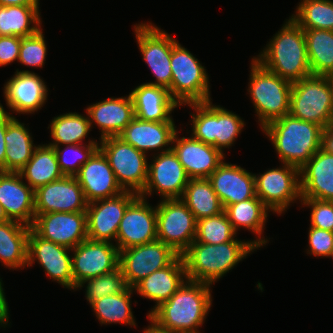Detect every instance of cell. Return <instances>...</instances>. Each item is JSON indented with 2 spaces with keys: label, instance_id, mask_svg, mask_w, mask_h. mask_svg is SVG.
<instances>
[{
  "label": "cell",
  "instance_id": "obj_55",
  "mask_svg": "<svg viewBox=\"0 0 333 333\" xmlns=\"http://www.w3.org/2000/svg\"><path fill=\"white\" fill-rule=\"evenodd\" d=\"M330 257L333 258V247H332V251H331V256Z\"/></svg>",
  "mask_w": 333,
  "mask_h": 333
},
{
  "label": "cell",
  "instance_id": "obj_29",
  "mask_svg": "<svg viewBox=\"0 0 333 333\" xmlns=\"http://www.w3.org/2000/svg\"><path fill=\"white\" fill-rule=\"evenodd\" d=\"M301 198L333 201V154L322 147L299 169Z\"/></svg>",
  "mask_w": 333,
  "mask_h": 333
},
{
  "label": "cell",
  "instance_id": "obj_41",
  "mask_svg": "<svg viewBox=\"0 0 333 333\" xmlns=\"http://www.w3.org/2000/svg\"><path fill=\"white\" fill-rule=\"evenodd\" d=\"M237 233L223 211L219 215L197 220L194 241L207 244H222L229 241H245L236 238Z\"/></svg>",
  "mask_w": 333,
  "mask_h": 333
},
{
  "label": "cell",
  "instance_id": "obj_37",
  "mask_svg": "<svg viewBox=\"0 0 333 333\" xmlns=\"http://www.w3.org/2000/svg\"><path fill=\"white\" fill-rule=\"evenodd\" d=\"M50 139L49 146H63L83 143L91 130L88 115L78 112H69L54 117L49 126Z\"/></svg>",
  "mask_w": 333,
  "mask_h": 333
},
{
  "label": "cell",
  "instance_id": "obj_9",
  "mask_svg": "<svg viewBox=\"0 0 333 333\" xmlns=\"http://www.w3.org/2000/svg\"><path fill=\"white\" fill-rule=\"evenodd\" d=\"M99 150L108 160L121 188L139 195L147 183V155L118 136L100 140Z\"/></svg>",
  "mask_w": 333,
  "mask_h": 333
},
{
  "label": "cell",
  "instance_id": "obj_2",
  "mask_svg": "<svg viewBox=\"0 0 333 333\" xmlns=\"http://www.w3.org/2000/svg\"><path fill=\"white\" fill-rule=\"evenodd\" d=\"M255 57L261 65L291 83L311 76L304 30L289 16Z\"/></svg>",
  "mask_w": 333,
  "mask_h": 333
},
{
  "label": "cell",
  "instance_id": "obj_18",
  "mask_svg": "<svg viewBox=\"0 0 333 333\" xmlns=\"http://www.w3.org/2000/svg\"><path fill=\"white\" fill-rule=\"evenodd\" d=\"M31 229L39 237L70 249L88 238L86 212L35 214Z\"/></svg>",
  "mask_w": 333,
  "mask_h": 333
},
{
  "label": "cell",
  "instance_id": "obj_51",
  "mask_svg": "<svg viewBox=\"0 0 333 333\" xmlns=\"http://www.w3.org/2000/svg\"><path fill=\"white\" fill-rule=\"evenodd\" d=\"M40 0H0V6H40Z\"/></svg>",
  "mask_w": 333,
  "mask_h": 333
},
{
  "label": "cell",
  "instance_id": "obj_14",
  "mask_svg": "<svg viewBox=\"0 0 333 333\" xmlns=\"http://www.w3.org/2000/svg\"><path fill=\"white\" fill-rule=\"evenodd\" d=\"M151 156L153 160L148 162L147 183L139 196L148 199L155 192L161 200L180 199L190 178L177 155L171 149L158 154L154 152Z\"/></svg>",
  "mask_w": 333,
  "mask_h": 333
},
{
  "label": "cell",
  "instance_id": "obj_30",
  "mask_svg": "<svg viewBox=\"0 0 333 333\" xmlns=\"http://www.w3.org/2000/svg\"><path fill=\"white\" fill-rule=\"evenodd\" d=\"M135 117L143 121H174L172 112L180 105L171 97L169 90L142 83L130 93Z\"/></svg>",
  "mask_w": 333,
  "mask_h": 333
},
{
  "label": "cell",
  "instance_id": "obj_32",
  "mask_svg": "<svg viewBox=\"0 0 333 333\" xmlns=\"http://www.w3.org/2000/svg\"><path fill=\"white\" fill-rule=\"evenodd\" d=\"M0 111L6 113V153L5 172H19L32 158L37 147L33 142L32 134L24 123H21L0 103Z\"/></svg>",
  "mask_w": 333,
  "mask_h": 333
},
{
  "label": "cell",
  "instance_id": "obj_15",
  "mask_svg": "<svg viewBox=\"0 0 333 333\" xmlns=\"http://www.w3.org/2000/svg\"><path fill=\"white\" fill-rule=\"evenodd\" d=\"M71 249L39 237L32 229L28 235L27 268L38 262L46 275L75 291L72 274ZM70 254V255H69Z\"/></svg>",
  "mask_w": 333,
  "mask_h": 333
},
{
  "label": "cell",
  "instance_id": "obj_25",
  "mask_svg": "<svg viewBox=\"0 0 333 333\" xmlns=\"http://www.w3.org/2000/svg\"><path fill=\"white\" fill-rule=\"evenodd\" d=\"M176 128L174 121H143L135 117L118 137L146 155L149 151L158 154L172 149Z\"/></svg>",
  "mask_w": 333,
  "mask_h": 333
},
{
  "label": "cell",
  "instance_id": "obj_4",
  "mask_svg": "<svg viewBox=\"0 0 333 333\" xmlns=\"http://www.w3.org/2000/svg\"><path fill=\"white\" fill-rule=\"evenodd\" d=\"M269 138L281 163L301 168L321 147L323 128L290 113L261 129Z\"/></svg>",
  "mask_w": 333,
  "mask_h": 333
},
{
  "label": "cell",
  "instance_id": "obj_11",
  "mask_svg": "<svg viewBox=\"0 0 333 333\" xmlns=\"http://www.w3.org/2000/svg\"><path fill=\"white\" fill-rule=\"evenodd\" d=\"M281 164L282 166L268 169L263 174H254L256 196L277 215L285 213L297 200L301 202L299 168Z\"/></svg>",
  "mask_w": 333,
  "mask_h": 333
},
{
  "label": "cell",
  "instance_id": "obj_44",
  "mask_svg": "<svg viewBox=\"0 0 333 333\" xmlns=\"http://www.w3.org/2000/svg\"><path fill=\"white\" fill-rule=\"evenodd\" d=\"M47 44L43 29L38 32L20 37V54L18 62L33 68H42L46 63Z\"/></svg>",
  "mask_w": 333,
  "mask_h": 333
},
{
  "label": "cell",
  "instance_id": "obj_33",
  "mask_svg": "<svg viewBox=\"0 0 333 333\" xmlns=\"http://www.w3.org/2000/svg\"><path fill=\"white\" fill-rule=\"evenodd\" d=\"M31 227L10 220L0 224V263L10 270L27 267L28 235Z\"/></svg>",
  "mask_w": 333,
  "mask_h": 333
},
{
  "label": "cell",
  "instance_id": "obj_21",
  "mask_svg": "<svg viewBox=\"0 0 333 333\" xmlns=\"http://www.w3.org/2000/svg\"><path fill=\"white\" fill-rule=\"evenodd\" d=\"M35 214L86 212L88 202L75 176L50 182L34 190Z\"/></svg>",
  "mask_w": 333,
  "mask_h": 333
},
{
  "label": "cell",
  "instance_id": "obj_7",
  "mask_svg": "<svg viewBox=\"0 0 333 333\" xmlns=\"http://www.w3.org/2000/svg\"><path fill=\"white\" fill-rule=\"evenodd\" d=\"M170 64L172 77L168 90L180 106L212 100L205 67L179 42L172 47Z\"/></svg>",
  "mask_w": 333,
  "mask_h": 333
},
{
  "label": "cell",
  "instance_id": "obj_36",
  "mask_svg": "<svg viewBox=\"0 0 333 333\" xmlns=\"http://www.w3.org/2000/svg\"><path fill=\"white\" fill-rule=\"evenodd\" d=\"M39 6H0V36L25 37L42 28Z\"/></svg>",
  "mask_w": 333,
  "mask_h": 333
},
{
  "label": "cell",
  "instance_id": "obj_38",
  "mask_svg": "<svg viewBox=\"0 0 333 333\" xmlns=\"http://www.w3.org/2000/svg\"><path fill=\"white\" fill-rule=\"evenodd\" d=\"M133 293V288L128 287L122 293L102 297L90 304L101 326L112 323L137 326L131 308Z\"/></svg>",
  "mask_w": 333,
  "mask_h": 333
},
{
  "label": "cell",
  "instance_id": "obj_34",
  "mask_svg": "<svg viewBox=\"0 0 333 333\" xmlns=\"http://www.w3.org/2000/svg\"><path fill=\"white\" fill-rule=\"evenodd\" d=\"M19 173L33 190L64 177L54 147L47 143L37 145L32 158Z\"/></svg>",
  "mask_w": 333,
  "mask_h": 333
},
{
  "label": "cell",
  "instance_id": "obj_24",
  "mask_svg": "<svg viewBox=\"0 0 333 333\" xmlns=\"http://www.w3.org/2000/svg\"><path fill=\"white\" fill-rule=\"evenodd\" d=\"M0 203L10 220L32 226L35 219L34 190L19 172L0 171Z\"/></svg>",
  "mask_w": 333,
  "mask_h": 333
},
{
  "label": "cell",
  "instance_id": "obj_17",
  "mask_svg": "<svg viewBox=\"0 0 333 333\" xmlns=\"http://www.w3.org/2000/svg\"><path fill=\"white\" fill-rule=\"evenodd\" d=\"M71 252L75 291L81 282L111 272L119 266V250L110 242L87 238Z\"/></svg>",
  "mask_w": 333,
  "mask_h": 333
},
{
  "label": "cell",
  "instance_id": "obj_53",
  "mask_svg": "<svg viewBox=\"0 0 333 333\" xmlns=\"http://www.w3.org/2000/svg\"><path fill=\"white\" fill-rule=\"evenodd\" d=\"M10 221V219L8 218L4 208L2 207L1 203H0V224L5 223Z\"/></svg>",
  "mask_w": 333,
  "mask_h": 333
},
{
  "label": "cell",
  "instance_id": "obj_52",
  "mask_svg": "<svg viewBox=\"0 0 333 333\" xmlns=\"http://www.w3.org/2000/svg\"><path fill=\"white\" fill-rule=\"evenodd\" d=\"M147 319L151 324L149 323V325L146 328H144L143 333H175V332H170L168 330H163L159 328L155 323H153L148 317Z\"/></svg>",
  "mask_w": 333,
  "mask_h": 333
},
{
  "label": "cell",
  "instance_id": "obj_54",
  "mask_svg": "<svg viewBox=\"0 0 333 333\" xmlns=\"http://www.w3.org/2000/svg\"><path fill=\"white\" fill-rule=\"evenodd\" d=\"M327 79L329 80V83L331 85V89L333 92V70L330 71L327 75H326Z\"/></svg>",
  "mask_w": 333,
  "mask_h": 333
},
{
  "label": "cell",
  "instance_id": "obj_19",
  "mask_svg": "<svg viewBox=\"0 0 333 333\" xmlns=\"http://www.w3.org/2000/svg\"><path fill=\"white\" fill-rule=\"evenodd\" d=\"M157 240L156 206L138 196L126 209L117 230L118 250Z\"/></svg>",
  "mask_w": 333,
  "mask_h": 333
},
{
  "label": "cell",
  "instance_id": "obj_6",
  "mask_svg": "<svg viewBox=\"0 0 333 333\" xmlns=\"http://www.w3.org/2000/svg\"><path fill=\"white\" fill-rule=\"evenodd\" d=\"M186 105L194 111L190 113L191 136L212 145L223 154L224 149L234 145L246 125L238 114L221 105H214L211 100Z\"/></svg>",
  "mask_w": 333,
  "mask_h": 333
},
{
  "label": "cell",
  "instance_id": "obj_26",
  "mask_svg": "<svg viewBox=\"0 0 333 333\" xmlns=\"http://www.w3.org/2000/svg\"><path fill=\"white\" fill-rule=\"evenodd\" d=\"M90 126H98L100 138L116 137L135 118L132 98L129 95L110 97L86 107Z\"/></svg>",
  "mask_w": 333,
  "mask_h": 333
},
{
  "label": "cell",
  "instance_id": "obj_40",
  "mask_svg": "<svg viewBox=\"0 0 333 333\" xmlns=\"http://www.w3.org/2000/svg\"><path fill=\"white\" fill-rule=\"evenodd\" d=\"M290 17L303 29L333 31V0H300Z\"/></svg>",
  "mask_w": 333,
  "mask_h": 333
},
{
  "label": "cell",
  "instance_id": "obj_23",
  "mask_svg": "<svg viewBox=\"0 0 333 333\" xmlns=\"http://www.w3.org/2000/svg\"><path fill=\"white\" fill-rule=\"evenodd\" d=\"M88 203L124 192L104 154L98 149L75 175Z\"/></svg>",
  "mask_w": 333,
  "mask_h": 333
},
{
  "label": "cell",
  "instance_id": "obj_43",
  "mask_svg": "<svg viewBox=\"0 0 333 333\" xmlns=\"http://www.w3.org/2000/svg\"><path fill=\"white\" fill-rule=\"evenodd\" d=\"M87 143L63 145L64 148L62 146H52L64 176H75L81 166L99 149V141L95 140V138L89 139Z\"/></svg>",
  "mask_w": 333,
  "mask_h": 333
},
{
  "label": "cell",
  "instance_id": "obj_39",
  "mask_svg": "<svg viewBox=\"0 0 333 333\" xmlns=\"http://www.w3.org/2000/svg\"><path fill=\"white\" fill-rule=\"evenodd\" d=\"M312 75L326 76L333 70V31L304 30Z\"/></svg>",
  "mask_w": 333,
  "mask_h": 333
},
{
  "label": "cell",
  "instance_id": "obj_50",
  "mask_svg": "<svg viewBox=\"0 0 333 333\" xmlns=\"http://www.w3.org/2000/svg\"><path fill=\"white\" fill-rule=\"evenodd\" d=\"M322 148L333 154V124L323 129Z\"/></svg>",
  "mask_w": 333,
  "mask_h": 333
},
{
  "label": "cell",
  "instance_id": "obj_16",
  "mask_svg": "<svg viewBox=\"0 0 333 333\" xmlns=\"http://www.w3.org/2000/svg\"><path fill=\"white\" fill-rule=\"evenodd\" d=\"M138 196L135 192L124 191L117 196L88 203L86 208L88 239L114 244L121 219L127 207Z\"/></svg>",
  "mask_w": 333,
  "mask_h": 333
},
{
  "label": "cell",
  "instance_id": "obj_45",
  "mask_svg": "<svg viewBox=\"0 0 333 333\" xmlns=\"http://www.w3.org/2000/svg\"><path fill=\"white\" fill-rule=\"evenodd\" d=\"M300 203L311 210L310 226L333 232V201L301 198Z\"/></svg>",
  "mask_w": 333,
  "mask_h": 333
},
{
  "label": "cell",
  "instance_id": "obj_42",
  "mask_svg": "<svg viewBox=\"0 0 333 333\" xmlns=\"http://www.w3.org/2000/svg\"><path fill=\"white\" fill-rule=\"evenodd\" d=\"M84 287L85 297L88 303L91 304L102 297L124 292L128 285L120 266H118L111 272L81 282L76 290H82Z\"/></svg>",
  "mask_w": 333,
  "mask_h": 333
},
{
  "label": "cell",
  "instance_id": "obj_35",
  "mask_svg": "<svg viewBox=\"0 0 333 333\" xmlns=\"http://www.w3.org/2000/svg\"><path fill=\"white\" fill-rule=\"evenodd\" d=\"M196 220L219 215L223 205L208 178H191L180 198Z\"/></svg>",
  "mask_w": 333,
  "mask_h": 333
},
{
  "label": "cell",
  "instance_id": "obj_22",
  "mask_svg": "<svg viewBox=\"0 0 333 333\" xmlns=\"http://www.w3.org/2000/svg\"><path fill=\"white\" fill-rule=\"evenodd\" d=\"M175 133L172 150L184 167L187 176L191 178H208L224 161L225 154L210 144L189 137H179Z\"/></svg>",
  "mask_w": 333,
  "mask_h": 333
},
{
  "label": "cell",
  "instance_id": "obj_28",
  "mask_svg": "<svg viewBox=\"0 0 333 333\" xmlns=\"http://www.w3.org/2000/svg\"><path fill=\"white\" fill-rule=\"evenodd\" d=\"M185 263L182 255H179L170 265L157 270L134 287V293L147 300L154 301L153 306L147 317L163 302H166L186 281Z\"/></svg>",
  "mask_w": 333,
  "mask_h": 333
},
{
  "label": "cell",
  "instance_id": "obj_47",
  "mask_svg": "<svg viewBox=\"0 0 333 333\" xmlns=\"http://www.w3.org/2000/svg\"><path fill=\"white\" fill-rule=\"evenodd\" d=\"M20 54V37L0 36V67L18 61Z\"/></svg>",
  "mask_w": 333,
  "mask_h": 333
},
{
  "label": "cell",
  "instance_id": "obj_8",
  "mask_svg": "<svg viewBox=\"0 0 333 333\" xmlns=\"http://www.w3.org/2000/svg\"><path fill=\"white\" fill-rule=\"evenodd\" d=\"M290 114L323 129L333 124V92L326 76L311 75L292 83Z\"/></svg>",
  "mask_w": 333,
  "mask_h": 333
},
{
  "label": "cell",
  "instance_id": "obj_46",
  "mask_svg": "<svg viewBox=\"0 0 333 333\" xmlns=\"http://www.w3.org/2000/svg\"><path fill=\"white\" fill-rule=\"evenodd\" d=\"M308 244L307 254L329 258L333 247V232L310 226Z\"/></svg>",
  "mask_w": 333,
  "mask_h": 333
},
{
  "label": "cell",
  "instance_id": "obj_27",
  "mask_svg": "<svg viewBox=\"0 0 333 333\" xmlns=\"http://www.w3.org/2000/svg\"><path fill=\"white\" fill-rule=\"evenodd\" d=\"M223 208L253 198L255 194L254 173L225 160L208 177Z\"/></svg>",
  "mask_w": 333,
  "mask_h": 333
},
{
  "label": "cell",
  "instance_id": "obj_31",
  "mask_svg": "<svg viewBox=\"0 0 333 333\" xmlns=\"http://www.w3.org/2000/svg\"><path fill=\"white\" fill-rule=\"evenodd\" d=\"M228 220L232 224L233 229L238 232L239 229H247L251 233L256 234V239H251V243L259 249L265 246L269 239L265 238L264 233L268 214L271 212L264 203L256 195L245 201L228 205L224 208Z\"/></svg>",
  "mask_w": 333,
  "mask_h": 333
},
{
  "label": "cell",
  "instance_id": "obj_20",
  "mask_svg": "<svg viewBox=\"0 0 333 333\" xmlns=\"http://www.w3.org/2000/svg\"><path fill=\"white\" fill-rule=\"evenodd\" d=\"M37 73L16 69L5 82L3 96L12 114H34L47 102L48 87Z\"/></svg>",
  "mask_w": 333,
  "mask_h": 333
},
{
  "label": "cell",
  "instance_id": "obj_5",
  "mask_svg": "<svg viewBox=\"0 0 333 333\" xmlns=\"http://www.w3.org/2000/svg\"><path fill=\"white\" fill-rule=\"evenodd\" d=\"M292 83L251 59L247 93L261 129L290 113Z\"/></svg>",
  "mask_w": 333,
  "mask_h": 333
},
{
  "label": "cell",
  "instance_id": "obj_49",
  "mask_svg": "<svg viewBox=\"0 0 333 333\" xmlns=\"http://www.w3.org/2000/svg\"><path fill=\"white\" fill-rule=\"evenodd\" d=\"M6 113L0 111V171L5 172V153H6Z\"/></svg>",
  "mask_w": 333,
  "mask_h": 333
},
{
  "label": "cell",
  "instance_id": "obj_48",
  "mask_svg": "<svg viewBox=\"0 0 333 333\" xmlns=\"http://www.w3.org/2000/svg\"><path fill=\"white\" fill-rule=\"evenodd\" d=\"M2 282V278L0 277V327L6 328L10 325L8 324L10 321V311Z\"/></svg>",
  "mask_w": 333,
  "mask_h": 333
},
{
  "label": "cell",
  "instance_id": "obj_3",
  "mask_svg": "<svg viewBox=\"0 0 333 333\" xmlns=\"http://www.w3.org/2000/svg\"><path fill=\"white\" fill-rule=\"evenodd\" d=\"M256 250L251 240L216 245L193 241L182 254L187 279L213 285Z\"/></svg>",
  "mask_w": 333,
  "mask_h": 333
},
{
  "label": "cell",
  "instance_id": "obj_13",
  "mask_svg": "<svg viewBox=\"0 0 333 333\" xmlns=\"http://www.w3.org/2000/svg\"><path fill=\"white\" fill-rule=\"evenodd\" d=\"M179 254L156 240L119 251V266L128 287L133 288L151 273L170 265Z\"/></svg>",
  "mask_w": 333,
  "mask_h": 333
},
{
  "label": "cell",
  "instance_id": "obj_12",
  "mask_svg": "<svg viewBox=\"0 0 333 333\" xmlns=\"http://www.w3.org/2000/svg\"><path fill=\"white\" fill-rule=\"evenodd\" d=\"M156 206L157 240L182 255L196 235L197 220L181 199H162Z\"/></svg>",
  "mask_w": 333,
  "mask_h": 333
},
{
  "label": "cell",
  "instance_id": "obj_1",
  "mask_svg": "<svg viewBox=\"0 0 333 333\" xmlns=\"http://www.w3.org/2000/svg\"><path fill=\"white\" fill-rule=\"evenodd\" d=\"M206 283L187 280L148 318L159 328L175 333L200 332L212 307V290Z\"/></svg>",
  "mask_w": 333,
  "mask_h": 333
},
{
  "label": "cell",
  "instance_id": "obj_10",
  "mask_svg": "<svg viewBox=\"0 0 333 333\" xmlns=\"http://www.w3.org/2000/svg\"><path fill=\"white\" fill-rule=\"evenodd\" d=\"M133 29L142 59L155 77L154 82L146 83L169 89L172 77V47L178 40L152 22L135 23Z\"/></svg>",
  "mask_w": 333,
  "mask_h": 333
}]
</instances>
